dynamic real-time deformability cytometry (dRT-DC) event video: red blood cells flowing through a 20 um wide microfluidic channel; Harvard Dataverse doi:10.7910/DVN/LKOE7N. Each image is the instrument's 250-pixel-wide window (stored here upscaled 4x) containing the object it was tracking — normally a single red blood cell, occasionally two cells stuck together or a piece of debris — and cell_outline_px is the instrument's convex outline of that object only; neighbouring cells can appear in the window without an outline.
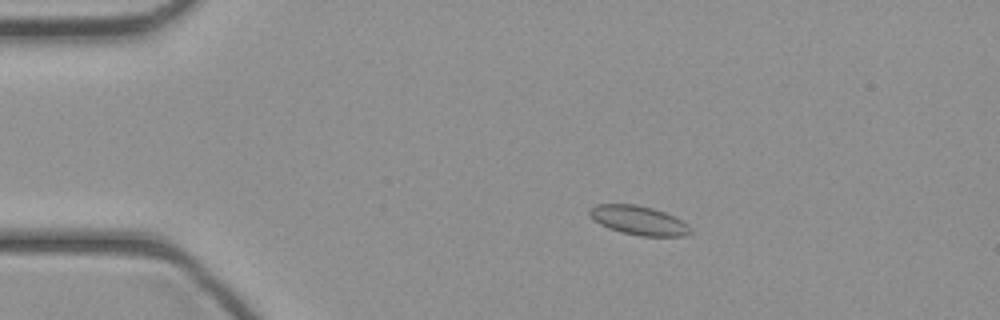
{"species": "common noctule bat (a hibernating species)", "species_latin": "Nyctalus noctula", "temperature_condition": "cold", "stored_images_in_passage": 45, "camera_frame_rate_fps": 3000, "um_per_image_px": 0.085, "animal": {"sex": "female", "body_mass_g": 21.9}, "frame": {"image": 1, "passage_image": 9, "time_ms": 2.667, "image_size_px": [1000, 320], "cell_outline_px": [[692, 232], [688, 236], [640, 236], [620, 232], [608, 228], [592, 220], [588, 216], [588, 208], [596, 204], [636, 204], [652, 208], [664, 212], [688, 224], [692, 228]], "centroid_in_image_um": [54.25, 18.73], "position_along_channel_um": 30.8, "area_um2": 17.34}}
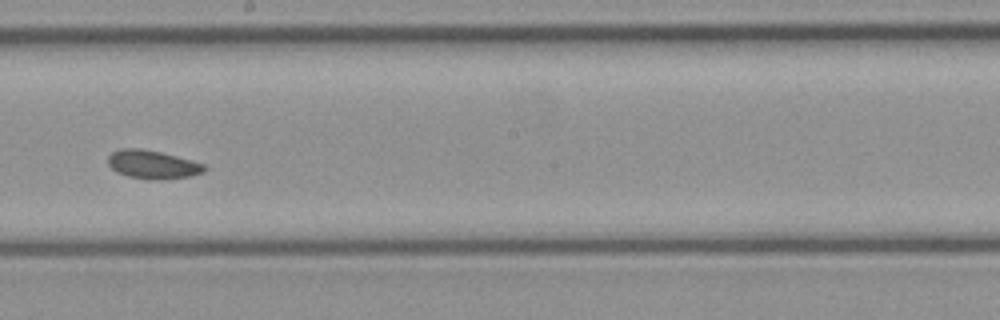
{"frame": {"image": 2, "passage_image": 26, "time_ms": 8.333, "image_size_px": [1000, 320], "cell_outline_px": [[208, 168], [204, 172], [188, 176], [160, 180], [148, 180], [128, 176], [116, 172], [108, 164], [108, 156], [112, 152], [120, 148], [140, 148], [160, 152], [192, 160], [204, 164]], "centroid_in_image_um": [12.96, 13.98], "position_along_channel_um": 235.2, "area_um2": 16.07}}
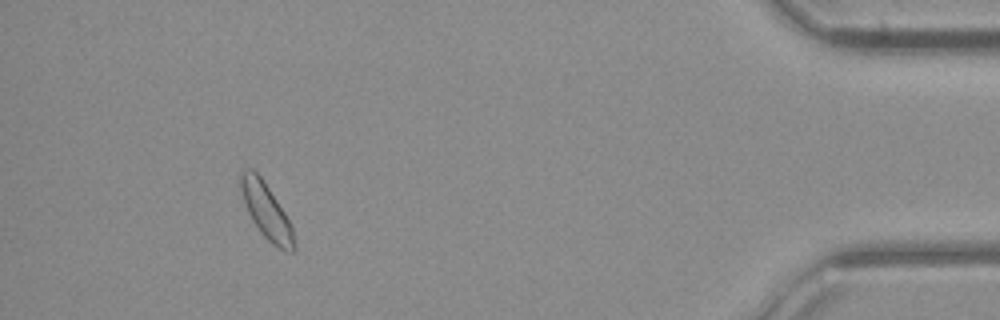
{"frame": {"image": 3, "passage_image": 42, "time_ms": 13.667, "image_size_px": [1000, 320], "cell_outline_px": [[296, 248], [292, 252], [288, 252], [272, 244], [260, 232], [252, 220], [248, 212], [240, 188], [240, 168], [252, 168], [260, 176], [292, 224]], "centroid_in_image_um": [22.63, 17.93], "position_along_channel_um": 412.6, "area_um2": 17.11}}